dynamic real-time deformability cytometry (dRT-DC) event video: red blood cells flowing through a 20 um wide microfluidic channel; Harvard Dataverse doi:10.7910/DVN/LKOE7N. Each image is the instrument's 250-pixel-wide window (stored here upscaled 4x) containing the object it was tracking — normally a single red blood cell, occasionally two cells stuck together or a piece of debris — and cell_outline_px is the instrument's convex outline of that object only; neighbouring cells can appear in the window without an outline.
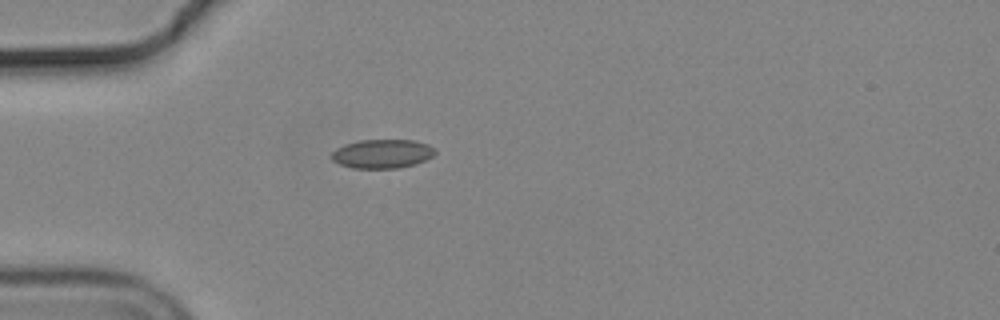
{"species": "common noctule bat (a hibernating species)", "species_latin": "Nyctalus noctula", "temperature_condition": "cold", "stored_images_in_passage": 40, "camera_frame_rate_fps": 3000, "um_per_image_px": 0.085, "animal": {"sex": "male", "body_mass_g": 19.2, "forearm_length_mm": 51.8}, "frame": {"image": 1, "passage_image": 1, "time_ms": 0.0, "image_size_px": [1000, 320], "cell_outline_px": [[436, 152], [432, 156], [416, 164], [400, 168], [352, 168], [340, 164], [332, 160], [332, 152], [336, 148], [344, 144], [360, 140], [416, 140], [428, 144]], "centroid_in_image_um": [32.48, 13.07], "position_along_channel_um": 52.5, "area_um2": 17.46}}
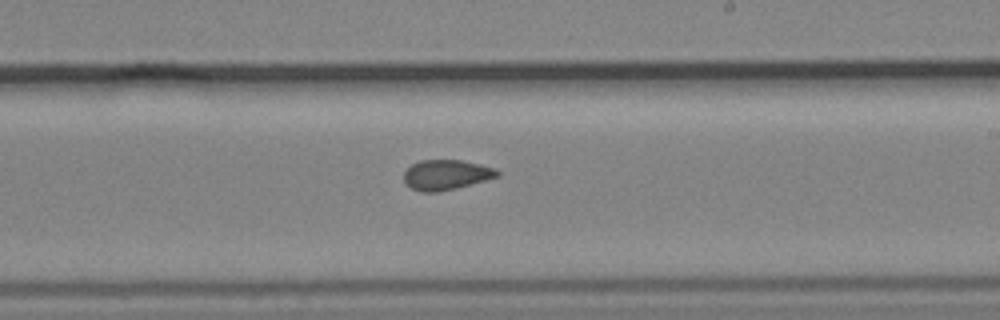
{"frame": {"image": 2, "passage_image": 18, "time_ms": 5.667, "image_size_px": [1000, 320], "cell_outline_px": [[500, 176], [436, 192], [420, 192], [412, 188], [404, 180], [404, 172], [412, 164], [420, 160], [460, 160], [496, 168], [500, 172]], "centroid_in_image_um": [37.91, 14.84], "position_along_channel_um": 251.1, "area_um2": 16.01}}
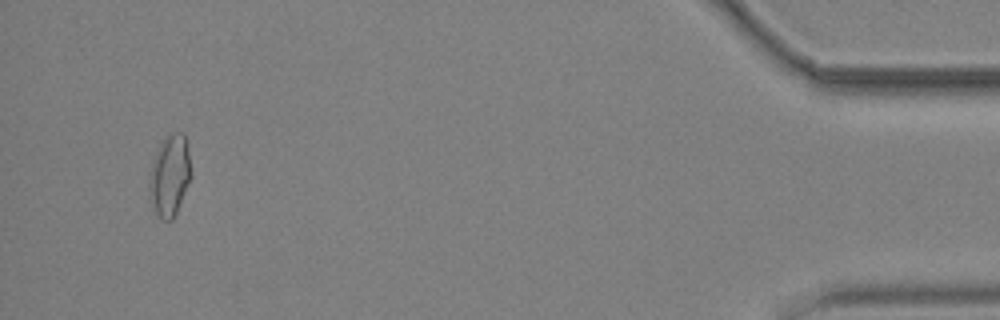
{"frame": {"image": 3, "passage_image": 38, "time_ms": 12.333, "image_size_px": [1000, 320], "cell_outline_px": [[192, 176], [176, 212], [172, 220], [164, 220], [156, 212], [152, 200], [148, 184], [156, 152], [164, 136], [172, 132], [184, 132], [188, 152]], "centroid_in_image_um": [14.45, 14.86], "position_along_channel_um": 420.7, "area_um2": 19.31}, "authors_computed_cell_mechanics": {"area_um2": 16.8198, "velocity_mm_per_s": 3.7, "shape_relaxation_time_tau1_ms": null, "shape_relaxation_time_tau2_ms": 1.7295, "deformation_change_tau1": null, "deformation_change_tau2": 0.0669}}